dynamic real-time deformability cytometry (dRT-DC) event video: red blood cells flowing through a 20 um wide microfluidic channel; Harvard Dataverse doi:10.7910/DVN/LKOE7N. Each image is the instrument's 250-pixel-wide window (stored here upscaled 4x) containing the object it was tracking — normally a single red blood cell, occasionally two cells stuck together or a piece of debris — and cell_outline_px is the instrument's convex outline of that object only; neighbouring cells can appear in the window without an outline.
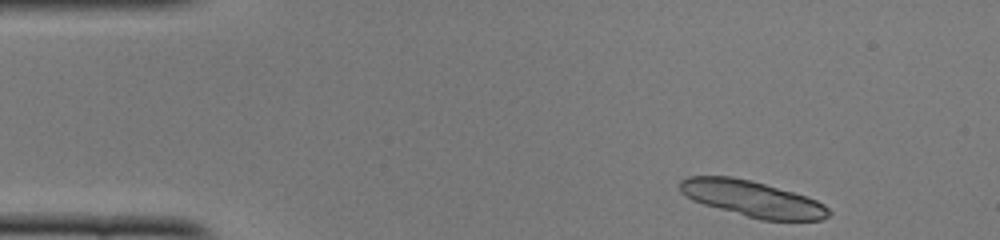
{"species": "common noctule bat (a hibernating species)", "species_latin": "Nyctalus noctula", "temperature_condition": "cold", "stored_images_in_passage": 47, "segment_of_instrument_passage": [1, 2], "camera_frame_rate_fps": 3000, "um_per_image_px": 0.085, "animal": {"sex": "female", "body_mass_g": 22.0, "forearm_length_mm": 56.7}, "frame": {"image": 1, "passage_image": 1, "time_ms": 0.0, "image_size_px": [1000, 240], "cell_outline_px": [[832, 212], [828, 216], [820, 220], [760, 220], [704, 204], [692, 200], [680, 192], [680, 180], [688, 176], [732, 176], [752, 180], [808, 196], [824, 204]], "centroid_in_image_um": [63.96, 16.88], "position_along_channel_um": 21.0, "area_um2": 31.27}}